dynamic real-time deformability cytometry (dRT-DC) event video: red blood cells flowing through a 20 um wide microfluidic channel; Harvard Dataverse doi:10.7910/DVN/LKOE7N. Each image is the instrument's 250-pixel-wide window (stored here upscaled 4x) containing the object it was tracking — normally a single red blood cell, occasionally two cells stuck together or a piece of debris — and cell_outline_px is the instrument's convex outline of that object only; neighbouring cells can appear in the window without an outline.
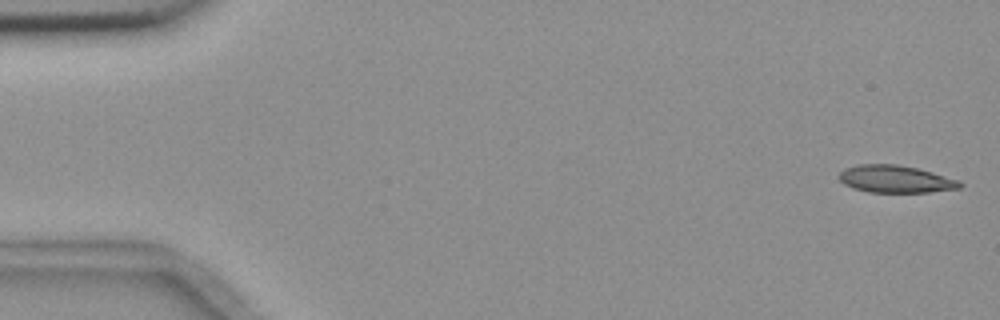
{"species": "common noctule bat (a hibernating species)", "species_latin": "Nyctalus noctula", "temperature_condition": "room temperature", "stored_images_in_passage": 5, "segment_of_instrument_passage": [1, 2], "camera_frame_rate_fps": 3000, "um_per_image_px": 0.085, "animal": {"sex": "female", "body_mass_g": 18.4}, "frame": {"image": 1, "passage_image": 1, "time_ms": 0.0, "image_size_px": [1000, 320], "cell_outline_px": [[964, 184], [960, 188], [928, 192], [868, 192], [852, 188], [844, 184], [840, 180], [840, 172], [844, 168], [856, 164], [896, 164], [916, 168], [932, 172], [960, 180]], "centroid_in_image_um": [76.12, 15.22], "position_along_channel_um": 8.9, "area_um2": 19.31}}
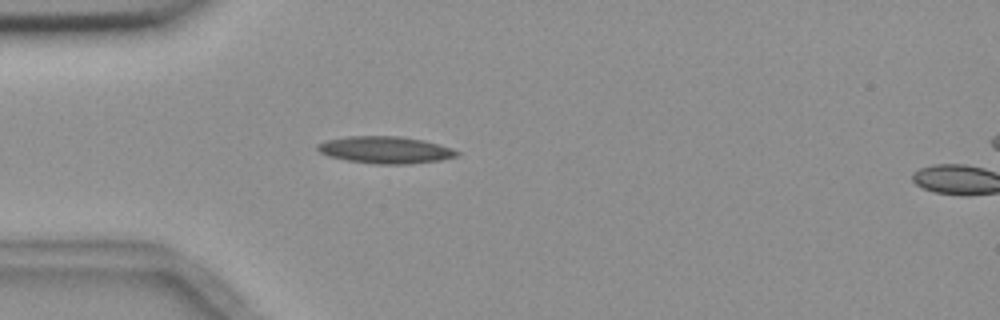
{"frame": {"image": 2, "passage_image": 4, "time_ms": 4.667, "image_size_px": [1000, 320], "cell_outline_px": [[460, 156], [440, 160], [408, 164], [376, 164], [348, 160], [328, 156], [320, 152], [316, 148], [316, 144], [328, 140], [348, 136], [400, 136], [424, 140], [452, 148], [460, 152]], "centroid_in_image_um": [32.78, 12.74], "position_along_channel_um": 52.2, "area_um2": 21.96}}